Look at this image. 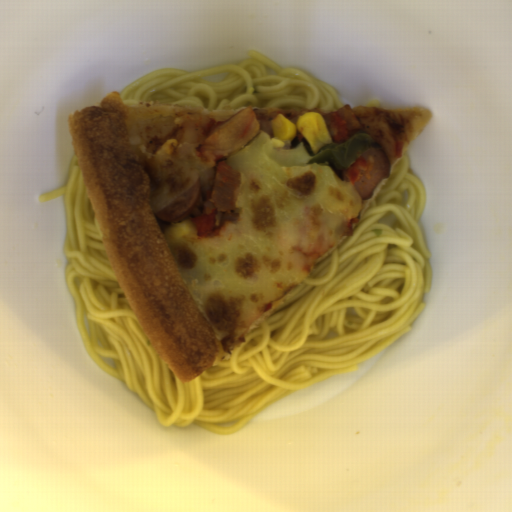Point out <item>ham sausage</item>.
I'll return each instance as SVG.
<instances>
[{"label":"ham sausage","mask_w":512,"mask_h":512,"mask_svg":"<svg viewBox=\"0 0 512 512\" xmlns=\"http://www.w3.org/2000/svg\"><path fill=\"white\" fill-rule=\"evenodd\" d=\"M202 193L200 178L184 193L167 203L155 216L160 220L173 221L191 215L190 211L200 199Z\"/></svg>","instance_id":"obj_2"},{"label":"ham sausage","mask_w":512,"mask_h":512,"mask_svg":"<svg viewBox=\"0 0 512 512\" xmlns=\"http://www.w3.org/2000/svg\"><path fill=\"white\" fill-rule=\"evenodd\" d=\"M363 158L373 157L371 177H362L355 184V188L362 200H369L379 182L390 177V158L381 143H373L363 154Z\"/></svg>","instance_id":"obj_1"},{"label":"ham sausage","mask_w":512,"mask_h":512,"mask_svg":"<svg viewBox=\"0 0 512 512\" xmlns=\"http://www.w3.org/2000/svg\"><path fill=\"white\" fill-rule=\"evenodd\" d=\"M349 167H350V165H349L348 167L344 168V169H341V170H336V169H335V173H336V175H337L341 180H343L344 182H345V181H350V180H349V178H348V176H347V174H346V173H347V171L349 170Z\"/></svg>","instance_id":"obj_3"}]
</instances>
